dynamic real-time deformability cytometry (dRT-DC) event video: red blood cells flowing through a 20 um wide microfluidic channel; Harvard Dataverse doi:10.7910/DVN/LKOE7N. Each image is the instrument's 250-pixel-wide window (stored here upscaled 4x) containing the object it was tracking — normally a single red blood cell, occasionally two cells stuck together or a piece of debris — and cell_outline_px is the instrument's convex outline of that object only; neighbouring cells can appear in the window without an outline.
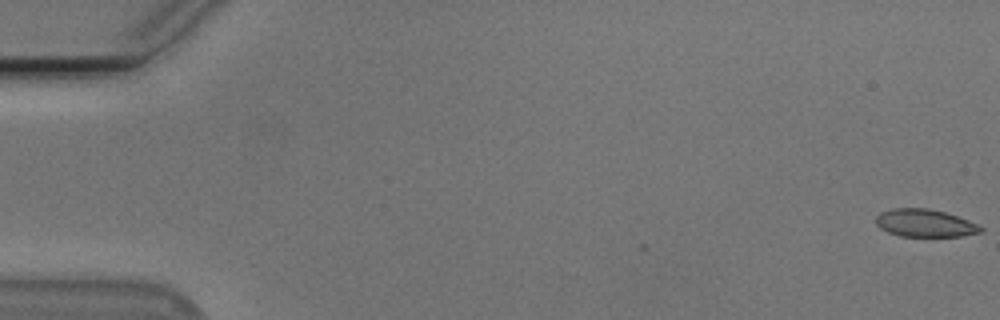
{"species": "Egyptian fruit bat (a non-hibernating species)", "species_latin": "Rousettus aegyptiacus", "temperature_condition": "cold", "stored_images_in_passage": 2, "camera_frame_rate_fps": 3000, "um_per_image_px": 0.085, "animal": {"sex": "male"}, "frame": {"image": 1, "passage_image": 2, "time_ms": 0.333, "image_size_px": [1000, 320], "cell_outline_px": [[984, 228], [980, 232], [960, 236], [900, 236], [888, 232], [880, 228], [876, 224], [876, 216], [880, 212], [892, 208], [928, 208], [944, 212], [968, 220]], "centroid_in_image_um": [78.57, 18.96], "position_along_channel_um": 6.4, "area_um2": 16.76}}